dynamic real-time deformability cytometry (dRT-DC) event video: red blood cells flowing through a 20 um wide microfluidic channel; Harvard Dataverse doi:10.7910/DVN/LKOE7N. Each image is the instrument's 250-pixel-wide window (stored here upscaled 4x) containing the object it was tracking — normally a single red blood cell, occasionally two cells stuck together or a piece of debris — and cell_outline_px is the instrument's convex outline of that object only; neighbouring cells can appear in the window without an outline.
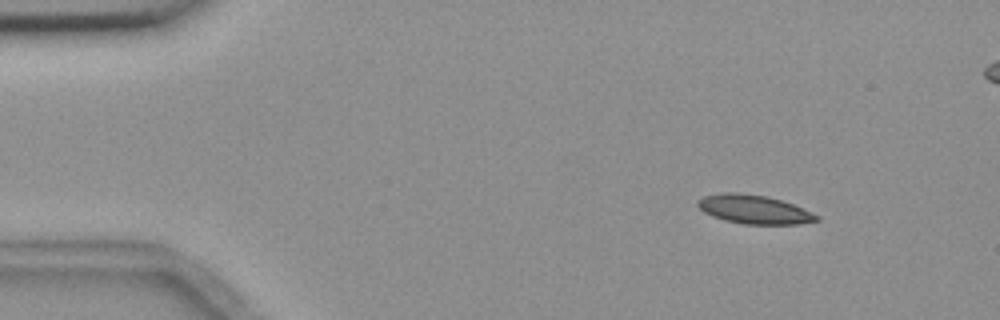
{"species": "common noctule bat (a hibernating species)", "species_latin": "Nyctalus noctula", "temperature_condition": "room temperature", "stored_images_in_passage": 5, "segment_of_instrument_passage": [1, 2], "camera_frame_rate_fps": 3000, "um_per_image_px": 0.085, "animal": {"sex": "female", "body_mass_g": 18.4}, "frame": {"image": 1, "passage_image": 2, "time_ms": 1.333, "image_size_px": [1000, 320], "cell_outline_px": [[820, 220], [800, 224], [744, 224], [724, 220], [712, 216], [704, 212], [696, 204], [696, 200], [704, 196], [720, 192], [736, 192], [768, 196], [804, 208], [820, 216]], "centroid_in_image_um": [64.09, 17.79], "position_along_channel_um": 20.9, "area_um2": 20.11}}